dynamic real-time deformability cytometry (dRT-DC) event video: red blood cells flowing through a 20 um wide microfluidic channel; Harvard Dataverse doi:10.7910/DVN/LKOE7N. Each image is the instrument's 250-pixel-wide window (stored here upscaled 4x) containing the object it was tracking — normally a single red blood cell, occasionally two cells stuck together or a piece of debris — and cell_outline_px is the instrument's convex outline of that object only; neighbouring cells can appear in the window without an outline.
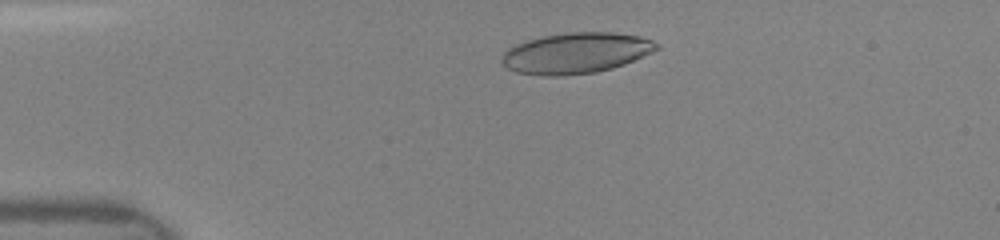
{"species": "human", "species_latin": "Homo sapiens", "temperature_condition": "room temperature", "stored_images_in_passage": 31, "camera_frame_rate_fps": 3000, "um_per_image_px": 0.085, "donor": {"sex": "female"}, "frame": {"image": 1, "passage_image": 7, "time_ms": 2.0, "image_size_px": [1000, 240], "cell_outline_px": [[660, 48], [652, 52], [624, 64], [612, 68], [596, 72], [560, 76], [544, 76], [516, 72], [508, 68], [500, 60], [504, 52], [508, 48], [516, 44], [540, 36], [568, 32], [612, 32], [640, 36], [652, 40], [660, 44]], "centroid_in_image_um": [48.96, 4.5], "position_along_channel_um": 36.0, "area_um2": 36.88}}
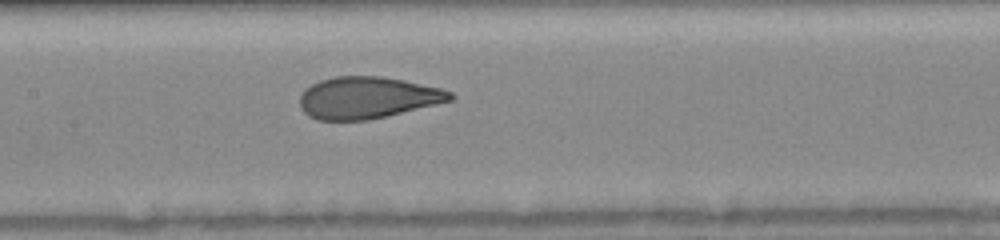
{"frame": {"image": 2, "passage_image": 20, "time_ms": 6.333, "image_size_px": [1000, 240], "cell_outline_px": [[456, 96], [452, 100], [436, 104], [368, 120], [320, 120], [308, 116], [300, 108], [300, 96], [304, 88], [320, 80], [336, 76], [384, 76], [404, 80], [440, 88], [452, 92]], "centroid_in_image_um": [31.21, 8.29], "position_along_channel_um": 176.2, "area_um2": 36.59}}
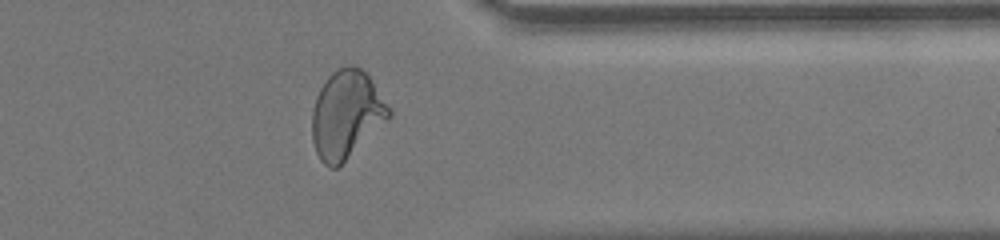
{"frame": {"image": 3, "passage_image": 28, "time_ms": 1678.0, "image_size_px": [1000, 240], "cell_outline_px": [[392, 116], [388, 120], [336, 168], [332, 168], [324, 164], [320, 160], [316, 152], [312, 140], [312, 112], [316, 96], [320, 88], [328, 76], [336, 68], [348, 64], [352, 64], [360, 68], [368, 76], [392, 112]], "centroid_in_image_um": [29.42, 9.72], "position_along_channel_um": 382.0, "area_um2": 38.96}}